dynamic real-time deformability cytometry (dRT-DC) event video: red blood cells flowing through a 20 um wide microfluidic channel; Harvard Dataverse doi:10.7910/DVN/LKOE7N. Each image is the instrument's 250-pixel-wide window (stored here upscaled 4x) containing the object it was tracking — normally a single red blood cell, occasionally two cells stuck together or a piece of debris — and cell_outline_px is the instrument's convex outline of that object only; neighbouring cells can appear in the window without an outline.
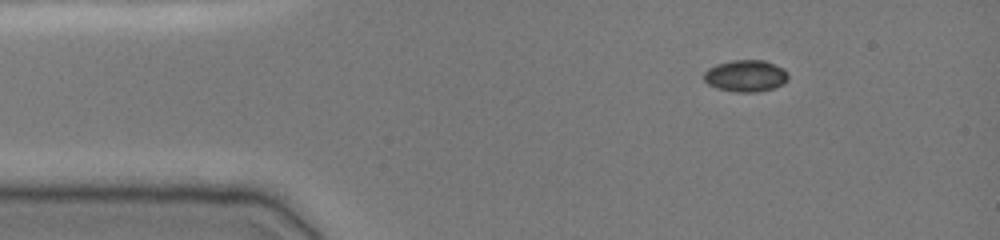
{"species": "common noctule bat (a hibernating species)", "species_latin": "Nyctalus noctula", "temperature_condition": "cold", "stored_images_in_passage": 44, "camera_frame_rate_fps": 3000, "um_per_image_px": 0.085, "animal": {"sex": "female", "body_mass_g": 19.0, "forearm_length_mm": 51.5}, "frame": {"image": 1, "passage_image": 1, "time_ms": 0.0, "image_size_px": [1000, 240], "cell_outline_px": [[788, 80], [784, 84], [772, 88], [756, 92], [736, 92], [716, 88], [708, 84], [704, 80], [704, 72], [708, 68], [716, 64], [732, 60], [764, 60], [784, 68], [788, 72]], "centroid_in_image_um": [63.39, 6.44], "position_along_channel_um": 21.6, "area_um2": 15.72}}
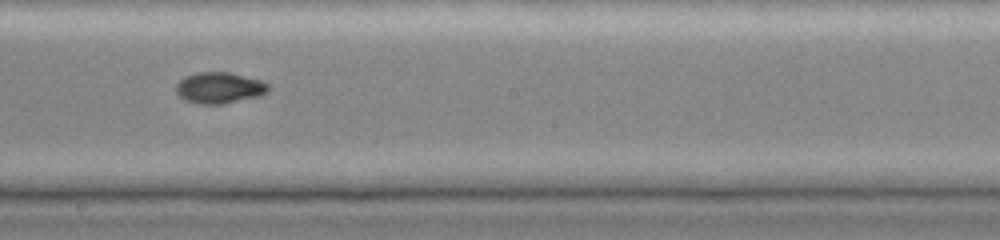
{"frame": {"image": 2, "passage_image": 22, "time_ms": 7.0, "image_size_px": [1000, 240], "cell_outline_px": [[268, 92], [256, 96], [220, 104], [200, 104], [184, 100], [176, 92], [176, 84], [184, 76], [196, 72], [232, 72], [260, 80], [268, 84]], "centroid_in_image_um": [18.6, 7.44], "position_along_channel_um": 229.6, "area_um2": 16.65}}
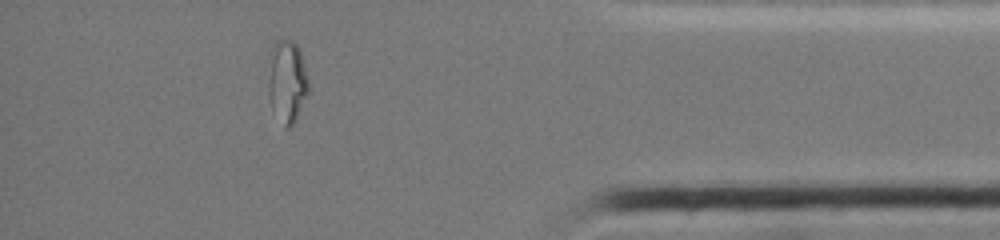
{"frame": {"image": 3, "passage_image": 38, "time_ms": 12.333, "image_size_px": [1000, 240], "cell_outline_px": [[312, 92], [296, 120], [288, 128], [284, 128], [272, 104], [268, 88], [268, 52], [272, 44], [276, 40], [292, 40], [300, 48], [312, 88]], "centroid_in_image_um": [24.46, 6.87], "position_along_channel_um": 410.7, "area_um2": 20.29}, "authors_computed_cell_mechanics": {"area_um2": 16.8487, "velocity_mm_per_s": 3.8374, "shape_relaxation_time_tau1_ms": 6.9222, "shape_relaxation_time_tau2_ms": 9.4859, "deformation_change_tau1": 0.1707, "deformation_change_tau2": 0.1246}}